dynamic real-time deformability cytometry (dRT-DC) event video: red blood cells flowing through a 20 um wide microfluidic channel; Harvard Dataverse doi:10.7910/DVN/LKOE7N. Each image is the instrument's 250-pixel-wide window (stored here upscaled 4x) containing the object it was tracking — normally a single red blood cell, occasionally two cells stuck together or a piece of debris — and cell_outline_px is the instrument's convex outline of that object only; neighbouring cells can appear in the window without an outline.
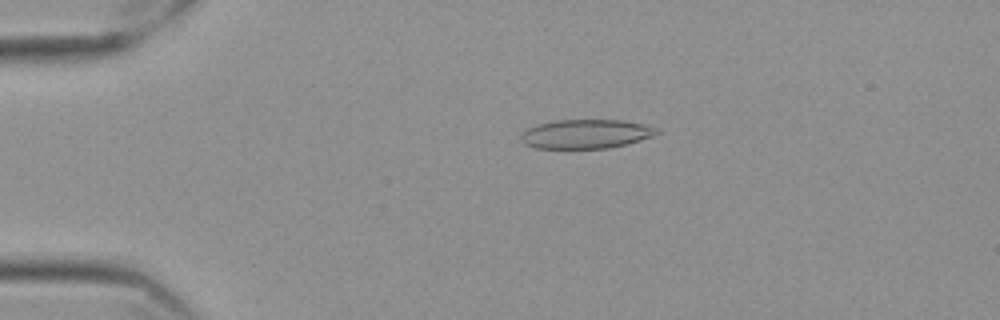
{"species": "Egyptian fruit bat (a non-hibernating species)", "species_latin": "Rousettus aegyptiacus", "temperature_condition": "cold", "stored_images_in_passage": 53, "camera_frame_rate_fps": 3000, "um_per_image_px": 0.085, "frame": {"image": 1, "passage_image": 8, "time_ms": 2.333, "image_size_px": [1000, 320], "cell_outline_px": [[660, 132], [652, 136], [640, 140], [608, 148], [536, 148], [524, 144], [520, 140], [520, 136], [528, 128], [536, 124], [556, 120], [624, 120], [644, 124], [656, 128]], "centroid_in_image_um": [49.78, 11.38], "position_along_channel_um": 35.2, "area_um2": 22.95}}
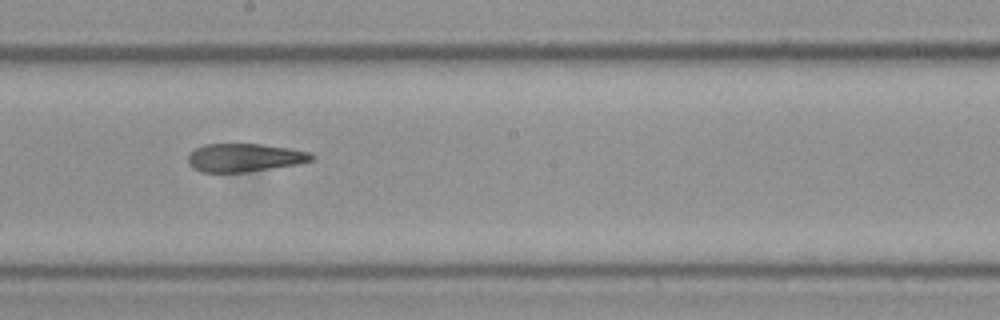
{"frame": {"image": 2, "passage_image": 28, "time_ms": 9.0, "image_size_px": [1000, 320], "cell_outline_px": [[316, 156], [312, 160], [296, 164], [244, 172], [200, 172], [192, 168], [188, 164], [188, 156], [196, 148], [204, 144], [260, 144], [288, 148], [312, 152]], "centroid_in_image_um": [20.77, 13.39], "position_along_channel_um": 227.4, "area_um2": 20.23}}
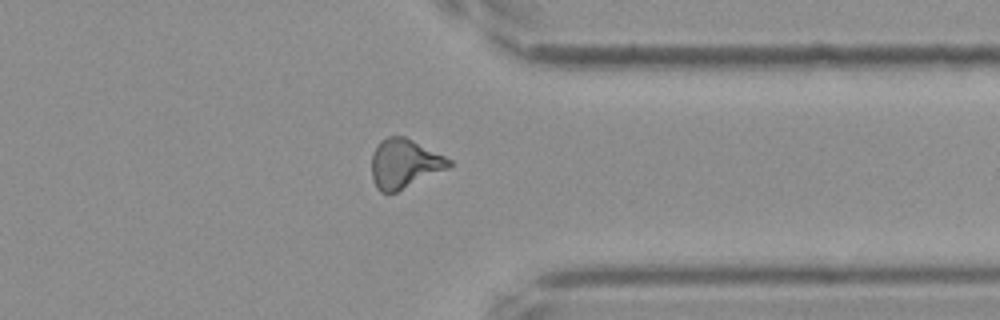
{"frame": {"image": 3, "passage_image": 41, "time_ms": 13.333, "image_size_px": [1000, 320], "cell_outline_px": [[452, 164], [448, 168], [396, 192], [380, 192], [376, 188], [372, 176], [372, 152], [380, 140], [388, 136], [404, 136], [452, 160]], "centroid_in_image_um": [34.34, 13.9], "position_along_channel_um": 377.1, "area_um2": 21.91}, "authors_computed_cell_mechanics": {"area_um2": 21.8484, "velocity_mm_per_s": 3.5385, "shape_relaxation_time_tau1_ms": null, "shape_relaxation_time_tau2_ms": 3.4749, "deformation_change_tau1": null, "deformation_change_tau2": 0.1113}}